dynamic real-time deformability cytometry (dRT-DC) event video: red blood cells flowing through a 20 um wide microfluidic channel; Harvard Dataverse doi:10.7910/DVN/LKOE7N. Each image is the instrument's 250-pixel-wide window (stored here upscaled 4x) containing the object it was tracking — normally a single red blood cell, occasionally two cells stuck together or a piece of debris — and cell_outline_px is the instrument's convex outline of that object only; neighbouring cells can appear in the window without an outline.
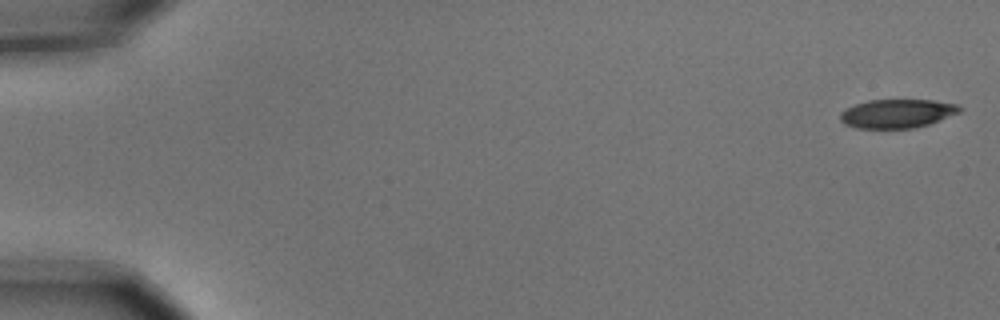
{"species": "common noctule bat (a hibernating species)", "species_latin": "Nyctalus noctula", "temperature_condition": "cold", "stored_images_in_passage": 6, "camera_frame_rate_fps": 3000, "um_per_image_px": 0.085, "animal": {"sex": "male", "body_mass_g": 15.6}, "frame": {"image": 1, "passage_image": 1, "time_ms": 0.0, "image_size_px": [1000, 320], "cell_outline_px": [[964, 108], [960, 112], [928, 124], [912, 128], [856, 128], [844, 124], [840, 120], [840, 112], [856, 104], [868, 100], [932, 100], [956, 104]], "centroid_in_image_um": [76.25, 9.65], "position_along_channel_um": 8.8, "area_um2": 19.88}}
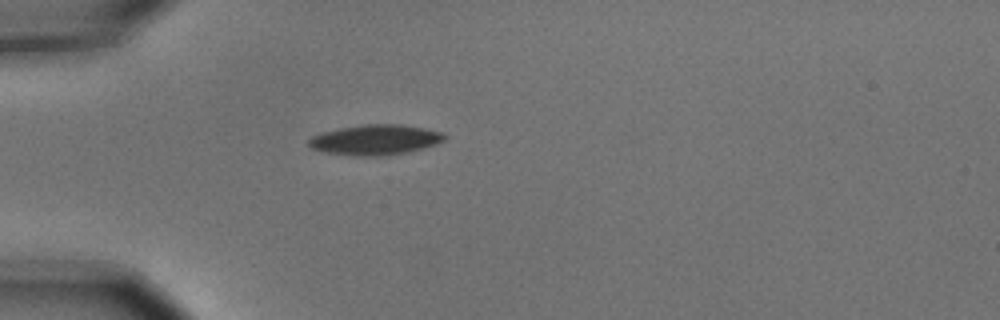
{"frame": {"image": 2, "passage_image": 5, "time_ms": 1.333, "image_size_px": [1000, 320], "cell_outline_px": [[448, 136], [444, 140], [436, 144], [424, 148], [408, 152], [384, 156], [352, 156], [324, 152], [312, 148], [308, 144], [308, 140], [312, 136], [320, 132], [340, 128], [368, 124], [400, 124], [424, 128], [444, 132]], "centroid_in_image_um": [31.91, 11.89], "position_along_channel_um": 53.1, "area_um2": 24.16}}